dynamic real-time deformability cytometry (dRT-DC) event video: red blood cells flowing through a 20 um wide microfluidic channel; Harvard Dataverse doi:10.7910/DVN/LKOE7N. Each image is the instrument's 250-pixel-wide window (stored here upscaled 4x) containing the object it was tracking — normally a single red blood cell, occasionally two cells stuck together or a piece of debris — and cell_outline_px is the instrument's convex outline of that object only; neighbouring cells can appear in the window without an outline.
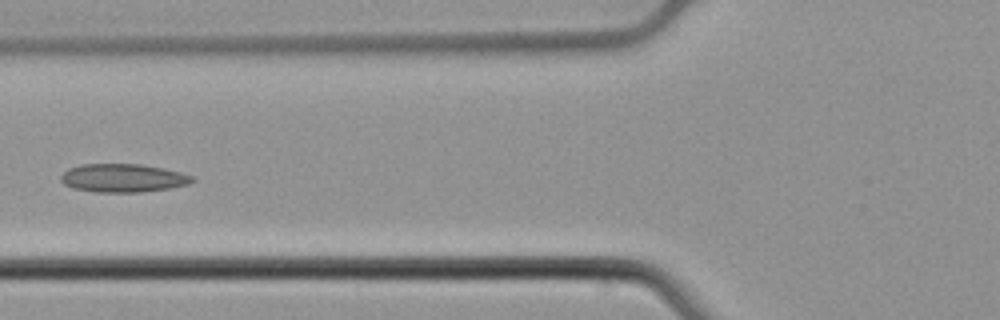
{"species": "common noctule bat (a hibernating species)", "species_latin": "Nyctalus noctula", "temperature_condition": "cold", "stored_images_in_passage": 6, "camera_frame_rate_fps": 3000, "um_per_image_px": 0.085, "animal": {"sex": "male", "body_mass_g": 21.5, "forearm_length_mm": 52.0}, "frame": {"image": 1, "passage_image": 5, "time_ms": 1.333, "image_size_px": [1000, 320], "cell_outline_px": [[196, 180], [188, 184], [168, 188], [140, 192], [96, 192], [72, 188], [64, 184], [60, 180], [60, 176], [68, 168], [80, 164], [140, 164], [164, 168], [180, 172], [192, 176]], "centroid_in_image_um": [10.43, 15.12], "position_along_channel_um": 115.4, "area_um2": 21.73}}
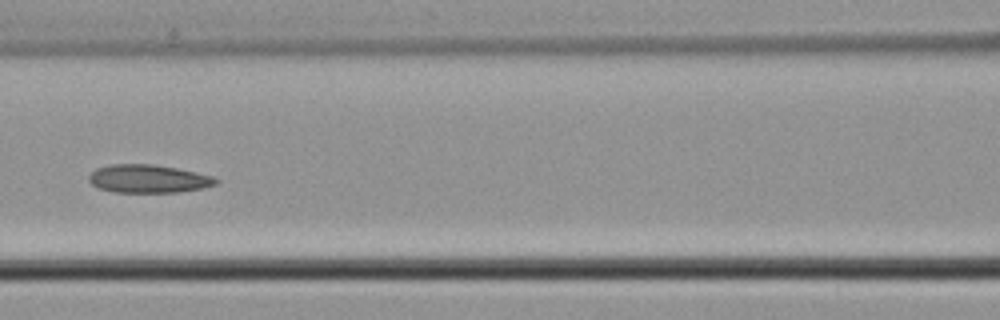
{"frame": {"image": 2, "passage_image": 6, "time_ms": 1.667, "image_size_px": [1000, 320], "cell_outline_px": [[220, 180], [216, 184], [200, 188], [180, 192], [112, 192], [96, 188], [88, 180], [88, 176], [96, 168], [112, 164], [152, 164], [176, 168], [216, 176]], "centroid_in_image_um": [12.6, 15.19], "position_along_channel_um": 154.0, "area_um2": 20.98}}